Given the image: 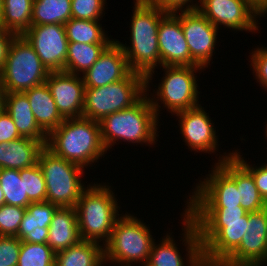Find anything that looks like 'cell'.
Segmentation results:
<instances>
[{
	"instance_id": "obj_22",
	"label": "cell",
	"mask_w": 267,
	"mask_h": 266,
	"mask_svg": "<svg viewBox=\"0 0 267 266\" xmlns=\"http://www.w3.org/2000/svg\"><path fill=\"white\" fill-rule=\"evenodd\" d=\"M45 145L38 140L20 137L0 143V169L22 170L38 163V156Z\"/></svg>"
},
{
	"instance_id": "obj_16",
	"label": "cell",
	"mask_w": 267,
	"mask_h": 266,
	"mask_svg": "<svg viewBox=\"0 0 267 266\" xmlns=\"http://www.w3.org/2000/svg\"><path fill=\"white\" fill-rule=\"evenodd\" d=\"M23 36L50 72L64 71L68 51L64 24L33 25Z\"/></svg>"
},
{
	"instance_id": "obj_1",
	"label": "cell",
	"mask_w": 267,
	"mask_h": 266,
	"mask_svg": "<svg viewBox=\"0 0 267 266\" xmlns=\"http://www.w3.org/2000/svg\"><path fill=\"white\" fill-rule=\"evenodd\" d=\"M195 224L205 266H219L241 243L247 232L248 212L241 206L185 208Z\"/></svg>"
},
{
	"instance_id": "obj_38",
	"label": "cell",
	"mask_w": 267,
	"mask_h": 266,
	"mask_svg": "<svg viewBox=\"0 0 267 266\" xmlns=\"http://www.w3.org/2000/svg\"><path fill=\"white\" fill-rule=\"evenodd\" d=\"M21 240L16 236H0V266H17Z\"/></svg>"
},
{
	"instance_id": "obj_18",
	"label": "cell",
	"mask_w": 267,
	"mask_h": 266,
	"mask_svg": "<svg viewBox=\"0 0 267 266\" xmlns=\"http://www.w3.org/2000/svg\"><path fill=\"white\" fill-rule=\"evenodd\" d=\"M162 66H191V55L181 27V12H168L158 26Z\"/></svg>"
},
{
	"instance_id": "obj_14",
	"label": "cell",
	"mask_w": 267,
	"mask_h": 266,
	"mask_svg": "<svg viewBox=\"0 0 267 266\" xmlns=\"http://www.w3.org/2000/svg\"><path fill=\"white\" fill-rule=\"evenodd\" d=\"M267 265V209L248 212L247 232L219 266Z\"/></svg>"
},
{
	"instance_id": "obj_10",
	"label": "cell",
	"mask_w": 267,
	"mask_h": 266,
	"mask_svg": "<svg viewBox=\"0 0 267 266\" xmlns=\"http://www.w3.org/2000/svg\"><path fill=\"white\" fill-rule=\"evenodd\" d=\"M162 70L165 74L156 91L153 90V95L150 93L151 97L149 96L157 117H160L162 104L172 115L201 105L198 101L200 92L195 73L204 68L201 66H162Z\"/></svg>"
},
{
	"instance_id": "obj_32",
	"label": "cell",
	"mask_w": 267,
	"mask_h": 266,
	"mask_svg": "<svg viewBox=\"0 0 267 266\" xmlns=\"http://www.w3.org/2000/svg\"><path fill=\"white\" fill-rule=\"evenodd\" d=\"M17 266H55V252L48 244L21 241Z\"/></svg>"
},
{
	"instance_id": "obj_47",
	"label": "cell",
	"mask_w": 267,
	"mask_h": 266,
	"mask_svg": "<svg viewBox=\"0 0 267 266\" xmlns=\"http://www.w3.org/2000/svg\"><path fill=\"white\" fill-rule=\"evenodd\" d=\"M2 6H3V0H0V20L2 16Z\"/></svg>"
},
{
	"instance_id": "obj_21",
	"label": "cell",
	"mask_w": 267,
	"mask_h": 266,
	"mask_svg": "<svg viewBox=\"0 0 267 266\" xmlns=\"http://www.w3.org/2000/svg\"><path fill=\"white\" fill-rule=\"evenodd\" d=\"M48 228L47 244L55 253L81 241L75 207H59Z\"/></svg>"
},
{
	"instance_id": "obj_11",
	"label": "cell",
	"mask_w": 267,
	"mask_h": 266,
	"mask_svg": "<svg viewBox=\"0 0 267 266\" xmlns=\"http://www.w3.org/2000/svg\"><path fill=\"white\" fill-rule=\"evenodd\" d=\"M38 165L46 182L47 201L60 208L75 207L87 188L81 179L85 169L54 155L46 147L38 156Z\"/></svg>"
},
{
	"instance_id": "obj_7",
	"label": "cell",
	"mask_w": 267,
	"mask_h": 266,
	"mask_svg": "<svg viewBox=\"0 0 267 266\" xmlns=\"http://www.w3.org/2000/svg\"><path fill=\"white\" fill-rule=\"evenodd\" d=\"M206 178L199 181L186 201V208H228L241 206L236 188V159L233 150L220 154Z\"/></svg>"
},
{
	"instance_id": "obj_20",
	"label": "cell",
	"mask_w": 267,
	"mask_h": 266,
	"mask_svg": "<svg viewBox=\"0 0 267 266\" xmlns=\"http://www.w3.org/2000/svg\"><path fill=\"white\" fill-rule=\"evenodd\" d=\"M131 69L126 56L114 40L83 74L85 88H97L126 78Z\"/></svg>"
},
{
	"instance_id": "obj_28",
	"label": "cell",
	"mask_w": 267,
	"mask_h": 266,
	"mask_svg": "<svg viewBox=\"0 0 267 266\" xmlns=\"http://www.w3.org/2000/svg\"><path fill=\"white\" fill-rule=\"evenodd\" d=\"M64 27L68 42L111 44L115 40L109 38L100 21L71 18L64 24Z\"/></svg>"
},
{
	"instance_id": "obj_36",
	"label": "cell",
	"mask_w": 267,
	"mask_h": 266,
	"mask_svg": "<svg viewBox=\"0 0 267 266\" xmlns=\"http://www.w3.org/2000/svg\"><path fill=\"white\" fill-rule=\"evenodd\" d=\"M49 228H43L33 222V217L26 211L20 223L16 237L24 242L47 244Z\"/></svg>"
},
{
	"instance_id": "obj_3",
	"label": "cell",
	"mask_w": 267,
	"mask_h": 266,
	"mask_svg": "<svg viewBox=\"0 0 267 266\" xmlns=\"http://www.w3.org/2000/svg\"><path fill=\"white\" fill-rule=\"evenodd\" d=\"M54 155L83 169L105 156L100 124L86 117L65 119L47 136L45 146Z\"/></svg>"
},
{
	"instance_id": "obj_12",
	"label": "cell",
	"mask_w": 267,
	"mask_h": 266,
	"mask_svg": "<svg viewBox=\"0 0 267 266\" xmlns=\"http://www.w3.org/2000/svg\"><path fill=\"white\" fill-rule=\"evenodd\" d=\"M182 244L185 245L187 253L186 260L175 243L171 232L165 234L164 238L156 244L154 240L149 255V260L145 266H205L202 257V246L199 240L198 230L193 221L185 214L182 215ZM184 218V219H183ZM170 234V235H169ZM185 262H184V261ZM187 263V264H186Z\"/></svg>"
},
{
	"instance_id": "obj_45",
	"label": "cell",
	"mask_w": 267,
	"mask_h": 266,
	"mask_svg": "<svg viewBox=\"0 0 267 266\" xmlns=\"http://www.w3.org/2000/svg\"><path fill=\"white\" fill-rule=\"evenodd\" d=\"M5 110V92L0 86V115Z\"/></svg>"
},
{
	"instance_id": "obj_26",
	"label": "cell",
	"mask_w": 267,
	"mask_h": 266,
	"mask_svg": "<svg viewBox=\"0 0 267 266\" xmlns=\"http://www.w3.org/2000/svg\"><path fill=\"white\" fill-rule=\"evenodd\" d=\"M109 45L68 42L64 72L82 76Z\"/></svg>"
},
{
	"instance_id": "obj_24",
	"label": "cell",
	"mask_w": 267,
	"mask_h": 266,
	"mask_svg": "<svg viewBox=\"0 0 267 266\" xmlns=\"http://www.w3.org/2000/svg\"><path fill=\"white\" fill-rule=\"evenodd\" d=\"M40 129L48 136L65 120L57 109L46 82L23 92Z\"/></svg>"
},
{
	"instance_id": "obj_31",
	"label": "cell",
	"mask_w": 267,
	"mask_h": 266,
	"mask_svg": "<svg viewBox=\"0 0 267 266\" xmlns=\"http://www.w3.org/2000/svg\"><path fill=\"white\" fill-rule=\"evenodd\" d=\"M0 187L4 193L5 204L27 208L31 201L25 193L20 170L0 169Z\"/></svg>"
},
{
	"instance_id": "obj_48",
	"label": "cell",
	"mask_w": 267,
	"mask_h": 266,
	"mask_svg": "<svg viewBox=\"0 0 267 266\" xmlns=\"http://www.w3.org/2000/svg\"><path fill=\"white\" fill-rule=\"evenodd\" d=\"M267 123V122H266ZM266 130H265V137H267V124H266Z\"/></svg>"
},
{
	"instance_id": "obj_43",
	"label": "cell",
	"mask_w": 267,
	"mask_h": 266,
	"mask_svg": "<svg viewBox=\"0 0 267 266\" xmlns=\"http://www.w3.org/2000/svg\"><path fill=\"white\" fill-rule=\"evenodd\" d=\"M15 36V33L0 27V72L3 69L9 47Z\"/></svg>"
},
{
	"instance_id": "obj_35",
	"label": "cell",
	"mask_w": 267,
	"mask_h": 266,
	"mask_svg": "<svg viewBox=\"0 0 267 266\" xmlns=\"http://www.w3.org/2000/svg\"><path fill=\"white\" fill-rule=\"evenodd\" d=\"M25 212L21 206H0V236H16Z\"/></svg>"
},
{
	"instance_id": "obj_6",
	"label": "cell",
	"mask_w": 267,
	"mask_h": 266,
	"mask_svg": "<svg viewBox=\"0 0 267 266\" xmlns=\"http://www.w3.org/2000/svg\"><path fill=\"white\" fill-rule=\"evenodd\" d=\"M151 234L150 227L134 215L128 212L121 215L104 245L105 263L109 266H132L137 263L145 266L155 240Z\"/></svg>"
},
{
	"instance_id": "obj_27",
	"label": "cell",
	"mask_w": 267,
	"mask_h": 266,
	"mask_svg": "<svg viewBox=\"0 0 267 266\" xmlns=\"http://www.w3.org/2000/svg\"><path fill=\"white\" fill-rule=\"evenodd\" d=\"M34 0H3L0 27L23 35L31 26Z\"/></svg>"
},
{
	"instance_id": "obj_33",
	"label": "cell",
	"mask_w": 267,
	"mask_h": 266,
	"mask_svg": "<svg viewBox=\"0 0 267 266\" xmlns=\"http://www.w3.org/2000/svg\"><path fill=\"white\" fill-rule=\"evenodd\" d=\"M20 177L24 181L25 193L31 202L47 201L46 182L38 163L20 170Z\"/></svg>"
},
{
	"instance_id": "obj_39",
	"label": "cell",
	"mask_w": 267,
	"mask_h": 266,
	"mask_svg": "<svg viewBox=\"0 0 267 266\" xmlns=\"http://www.w3.org/2000/svg\"><path fill=\"white\" fill-rule=\"evenodd\" d=\"M58 208L57 205L48 201L31 202L26 208V211L33 217L35 224L43 225V228H48Z\"/></svg>"
},
{
	"instance_id": "obj_46",
	"label": "cell",
	"mask_w": 267,
	"mask_h": 266,
	"mask_svg": "<svg viewBox=\"0 0 267 266\" xmlns=\"http://www.w3.org/2000/svg\"><path fill=\"white\" fill-rule=\"evenodd\" d=\"M5 204V198H4V193L2 191V188L0 187V206Z\"/></svg>"
},
{
	"instance_id": "obj_40",
	"label": "cell",
	"mask_w": 267,
	"mask_h": 266,
	"mask_svg": "<svg viewBox=\"0 0 267 266\" xmlns=\"http://www.w3.org/2000/svg\"><path fill=\"white\" fill-rule=\"evenodd\" d=\"M252 73L260 86L267 90V47L261 46L252 50L250 61Z\"/></svg>"
},
{
	"instance_id": "obj_4",
	"label": "cell",
	"mask_w": 267,
	"mask_h": 266,
	"mask_svg": "<svg viewBox=\"0 0 267 266\" xmlns=\"http://www.w3.org/2000/svg\"><path fill=\"white\" fill-rule=\"evenodd\" d=\"M159 117L152 107L149 91L131 107L109 114L100 124L101 139L106 150L117 142L154 145L158 141Z\"/></svg>"
},
{
	"instance_id": "obj_23",
	"label": "cell",
	"mask_w": 267,
	"mask_h": 266,
	"mask_svg": "<svg viewBox=\"0 0 267 266\" xmlns=\"http://www.w3.org/2000/svg\"><path fill=\"white\" fill-rule=\"evenodd\" d=\"M5 111L11 116L22 137L41 141L46 146L47 135L37 124L29 100L24 93H5Z\"/></svg>"
},
{
	"instance_id": "obj_13",
	"label": "cell",
	"mask_w": 267,
	"mask_h": 266,
	"mask_svg": "<svg viewBox=\"0 0 267 266\" xmlns=\"http://www.w3.org/2000/svg\"><path fill=\"white\" fill-rule=\"evenodd\" d=\"M197 10L215 27L258 33L263 12L251 0H199ZM257 16V17H256Z\"/></svg>"
},
{
	"instance_id": "obj_2",
	"label": "cell",
	"mask_w": 267,
	"mask_h": 266,
	"mask_svg": "<svg viewBox=\"0 0 267 266\" xmlns=\"http://www.w3.org/2000/svg\"><path fill=\"white\" fill-rule=\"evenodd\" d=\"M133 11L129 24L130 45L127 46L117 39L115 41L122 48L131 71L146 78V91H150L155 67L161 66L158 26L168 12L148 5L142 0L134 1Z\"/></svg>"
},
{
	"instance_id": "obj_19",
	"label": "cell",
	"mask_w": 267,
	"mask_h": 266,
	"mask_svg": "<svg viewBox=\"0 0 267 266\" xmlns=\"http://www.w3.org/2000/svg\"><path fill=\"white\" fill-rule=\"evenodd\" d=\"M45 82L64 119L82 117L85 85L81 75L50 72Z\"/></svg>"
},
{
	"instance_id": "obj_44",
	"label": "cell",
	"mask_w": 267,
	"mask_h": 266,
	"mask_svg": "<svg viewBox=\"0 0 267 266\" xmlns=\"http://www.w3.org/2000/svg\"><path fill=\"white\" fill-rule=\"evenodd\" d=\"M262 12L267 14V0H251Z\"/></svg>"
},
{
	"instance_id": "obj_37",
	"label": "cell",
	"mask_w": 267,
	"mask_h": 266,
	"mask_svg": "<svg viewBox=\"0 0 267 266\" xmlns=\"http://www.w3.org/2000/svg\"><path fill=\"white\" fill-rule=\"evenodd\" d=\"M233 157L252 175L260 196L267 203V165L265 163L258 167L255 164L249 165L237 150L233 151Z\"/></svg>"
},
{
	"instance_id": "obj_25",
	"label": "cell",
	"mask_w": 267,
	"mask_h": 266,
	"mask_svg": "<svg viewBox=\"0 0 267 266\" xmlns=\"http://www.w3.org/2000/svg\"><path fill=\"white\" fill-rule=\"evenodd\" d=\"M104 246L81 240L78 244L55 253V266H102Z\"/></svg>"
},
{
	"instance_id": "obj_30",
	"label": "cell",
	"mask_w": 267,
	"mask_h": 266,
	"mask_svg": "<svg viewBox=\"0 0 267 266\" xmlns=\"http://www.w3.org/2000/svg\"><path fill=\"white\" fill-rule=\"evenodd\" d=\"M236 188L241 197V207L246 212H255L266 208V202L260 196L252 175L236 160Z\"/></svg>"
},
{
	"instance_id": "obj_15",
	"label": "cell",
	"mask_w": 267,
	"mask_h": 266,
	"mask_svg": "<svg viewBox=\"0 0 267 266\" xmlns=\"http://www.w3.org/2000/svg\"><path fill=\"white\" fill-rule=\"evenodd\" d=\"M181 27L190 50L191 66L207 68L216 49L219 29L198 10L181 11Z\"/></svg>"
},
{
	"instance_id": "obj_5",
	"label": "cell",
	"mask_w": 267,
	"mask_h": 266,
	"mask_svg": "<svg viewBox=\"0 0 267 266\" xmlns=\"http://www.w3.org/2000/svg\"><path fill=\"white\" fill-rule=\"evenodd\" d=\"M111 188L107 183H90L81 193L75 205L81 240L104 246L110 239L114 224L121 215L118 214V199Z\"/></svg>"
},
{
	"instance_id": "obj_29",
	"label": "cell",
	"mask_w": 267,
	"mask_h": 266,
	"mask_svg": "<svg viewBox=\"0 0 267 266\" xmlns=\"http://www.w3.org/2000/svg\"><path fill=\"white\" fill-rule=\"evenodd\" d=\"M72 18L71 0H34L33 25L65 24Z\"/></svg>"
},
{
	"instance_id": "obj_42",
	"label": "cell",
	"mask_w": 267,
	"mask_h": 266,
	"mask_svg": "<svg viewBox=\"0 0 267 266\" xmlns=\"http://www.w3.org/2000/svg\"><path fill=\"white\" fill-rule=\"evenodd\" d=\"M22 137L12 120L11 116L4 110L0 115V143L10 142Z\"/></svg>"
},
{
	"instance_id": "obj_17",
	"label": "cell",
	"mask_w": 267,
	"mask_h": 266,
	"mask_svg": "<svg viewBox=\"0 0 267 266\" xmlns=\"http://www.w3.org/2000/svg\"><path fill=\"white\" fill-rule=\"evenodd\" d=\"M201 105L176 113L183 141L191 151L202 153L218 152V135L214 122ZM215 127V128H214Z\"/></svg>"
},
{
	"instance_id": "obj_8",
	"label": "cell",
	"mask_w": 267,
	"mask_h": 266,
	"mask_svg": "<svg viewBox=\"0 0 267 266\" xmlns=\"http://www.w3.org/2000/svg\"><path fill=\"white\" fill-rule=\"evenodd\" d=\"M146 93V78L131 72L126 78L97 88H85L82 117L100 122L131 107Z\"/></svg>"
},
{
	"instance_id": "obj_34",
	"label": "cell",
	"mask_w": 267,
	"mask_h": 266,
	"mask_svg": "<svg viewBox=\"0 0 267 266\" xmlns=\"http://www.w3.org/2000/svg\"><path fill=\"white\" fill-rule=\"evenodd\" d=\"M106 3V0H71L72 18L100 21L104 16Z\"/></svg>"
},
{
	"instance_id": "obj_9",
	"label": "cell",
	"mask_w": 267,
	"mask_h": 266,
	"mask_svg": "<svg viewBox=\"0 0 267 266\" xmlns=\"http://www.w3.org/2000/svg\"><path fill=\"white\" fill-rule=\"evenodd\" d=\"M49 73L26 38L16 35L0 72V86L5 93H23L45 83Z\"/></svg>"
},
{
	"instance_id": "obj_41",
	"label": "cell",
	"mask_w": 267,
	"mask_h": 266,
	"mask_svg": "<svg viewBox=\"0 0 267 266\" xmlns=\"http://www.w3.org/2000/svg\"><path fill=\"white\" fill-rule=\"evenodd\" d=\"M144 3L166 12L197 10L199 2L193 0H142Z\"/></svg>"
}]
</instances>
